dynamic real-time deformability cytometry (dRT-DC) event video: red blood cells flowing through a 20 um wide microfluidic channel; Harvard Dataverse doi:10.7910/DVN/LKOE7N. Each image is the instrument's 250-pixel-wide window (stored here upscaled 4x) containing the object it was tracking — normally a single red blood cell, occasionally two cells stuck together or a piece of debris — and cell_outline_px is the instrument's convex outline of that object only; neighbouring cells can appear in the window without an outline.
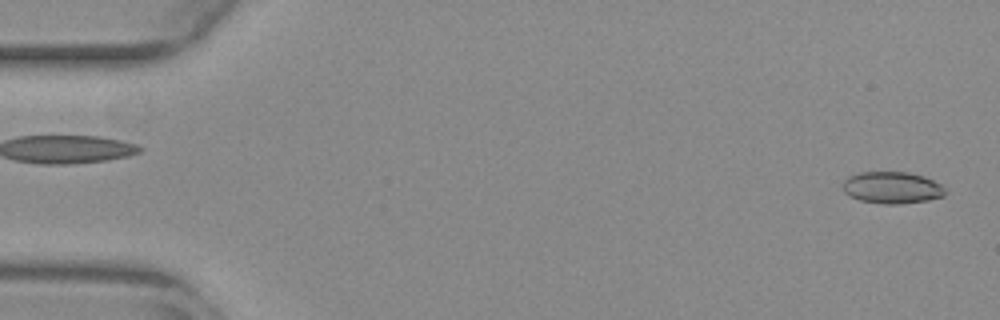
{"species": "common noctule bat (a hibernating species)", "species_latin": "Nyctalus noctula", "temperature_condition": "warm", "stored_images_in_passage": 23, "camera_frame_rate_fps": 3000, "um_per_image_px": 0.085, "animal": {"sex": "female", "body_mass_g": 29.2, "forearm_length_mm": 56.3}, "frame": {"image": 1, "passage_image": 1, "time_ms": 0.0, "image_size_px": [1000, 320], "cell_outline_px": [[944, 196], [928, 200], [900, 204], [884, 204], [860, 200], [848, 196], [844, 192], [844, 180], [848, 176], [860, 172], [908, 172], [924, 176], [940, 184], [944, 188]], "centroid_in_image_um": [75.8, 15.95], "position_along_channel_um": 9.2, "area_um2": 18.96}}
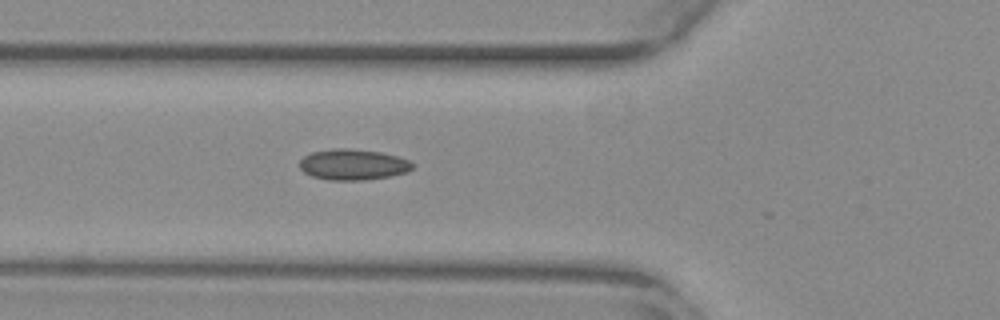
{"frame": {"image": 2, "passage_image": 19, "time_ms": 6.0, "image_size_px": [1000, 320], "cell_outline_px": [[416, 164], [408, 172], [392, 176], [364, 180], [328, 180], [312, 176], [304, 172], [300, 168], [300, 160], [304, 156], [312, 152], [332, 148], [348, 148], [380, 152], [396, 156], [408, 160]], "centroid_in_image_um": [30.02, 13.99], "position_along_channel_um": 95.8, "area_um2": 20.4}}
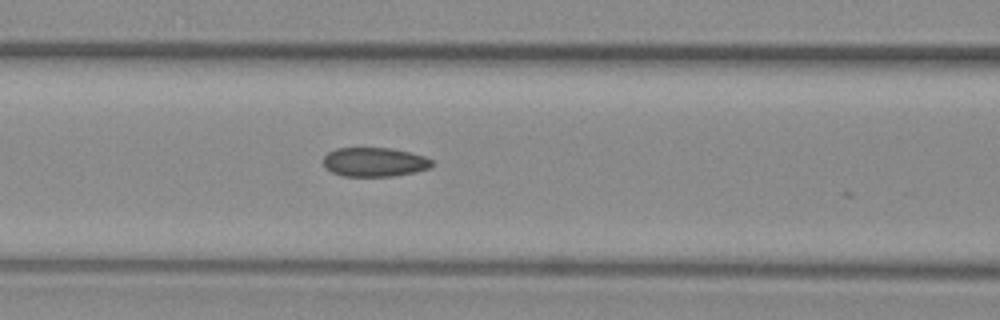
{"frame": {"image": 3, "passage_image": 22, "time_ms": 7.0, "image_size_px": [1000, 320], "cell_outline_px": [[432, 168], [416, 172], [392, 176], [340, 176], [324, 168], [324, 156], [328, 152], [336, 148], [392, 148], [424, 156], [432, 160]], "centroid_in_image_um": [31.82, 13.78], "position_along_channel_um": 134.8, "area_um2": 18.55}}